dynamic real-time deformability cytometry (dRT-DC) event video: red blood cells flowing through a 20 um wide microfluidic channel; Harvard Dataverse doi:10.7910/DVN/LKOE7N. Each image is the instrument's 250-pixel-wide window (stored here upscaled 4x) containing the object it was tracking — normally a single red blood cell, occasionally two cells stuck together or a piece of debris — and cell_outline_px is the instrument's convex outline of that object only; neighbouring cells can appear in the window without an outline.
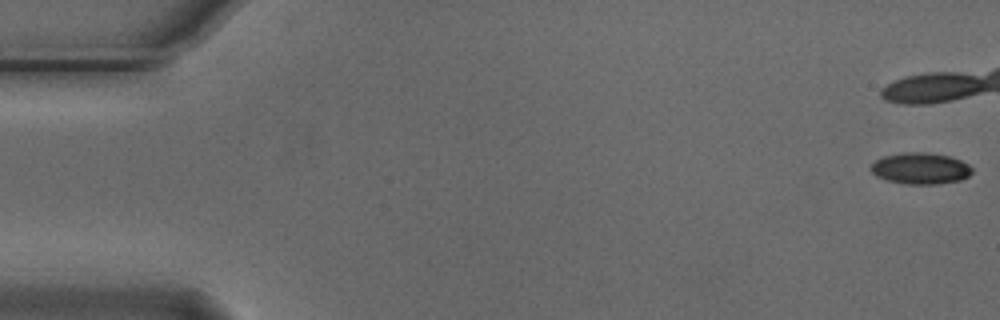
{"species": "Egyptian fruit bat (a non-hibernating species)", "species_latin": "Rousettus aegyptiacus", "temperature_condition": "cold", "stored_images_in_passage": 25, "camera_frame_rate_fps": 3000, "um_per_image_px": 0.085, "animal": {"sex": "male"}, "frame": {"image": 1, "passage_image": 1, "time_ms": 0.0, "image_size_px": [1000, 320], "cell_outline_px": [[972, 172], [968, 176], [960, 180], [936, 184], [904, 184], [888, 180], [876, 176], [872, 172], [872, 164], [876, 160], [884, 156], [904, 152], [924, 152], [952, 156], [968, 164], [972, 168]], "centroid_in_image_um": [78.26, 14.31], "position_along_channel_um": 6.7, "area_um2": 18.44}}